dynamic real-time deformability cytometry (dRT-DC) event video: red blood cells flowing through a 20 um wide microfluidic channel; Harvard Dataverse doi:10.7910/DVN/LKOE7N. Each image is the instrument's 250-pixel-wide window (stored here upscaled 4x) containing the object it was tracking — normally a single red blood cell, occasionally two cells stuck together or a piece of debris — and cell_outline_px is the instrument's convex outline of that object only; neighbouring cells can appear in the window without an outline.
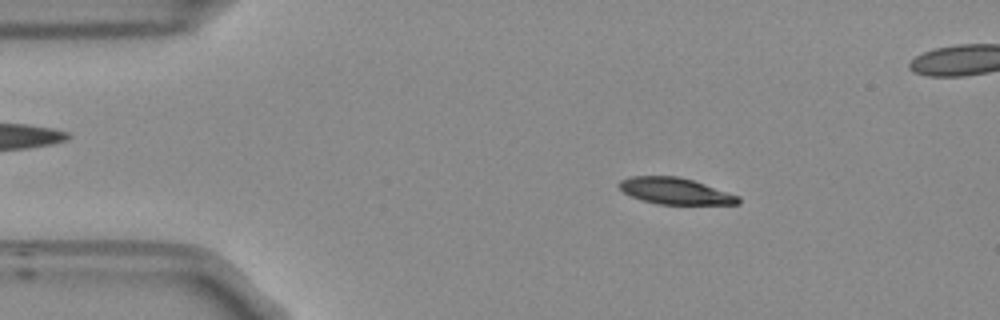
{"species": "Egyptian fruit bat (a non-hibernating species)", "species_latin": "Rousettus aegyptiacus", "temperature_condition": "room temperature", "stored_images_in_passage": 53, "segment_of_instrument_passage": [1, 2], "camera_frame_rate_fps": 3000, "um_per_image_px": 0.085, "frame": {"image": 1, "passage_image": 7, "time_ms": 2.0, "image_size_px": [1000, 320], "cell_outline_px": [[740, 204], [656, 204], [640, 200], [624, 192], [616, 184], [620, 180], [628, 176], [676, 176], [692, 180], [740, 196]], "centroid_in_image_um": [57.35, 16.24], "position_along_channel_um": 27.6, "area_um2": 18.32}}
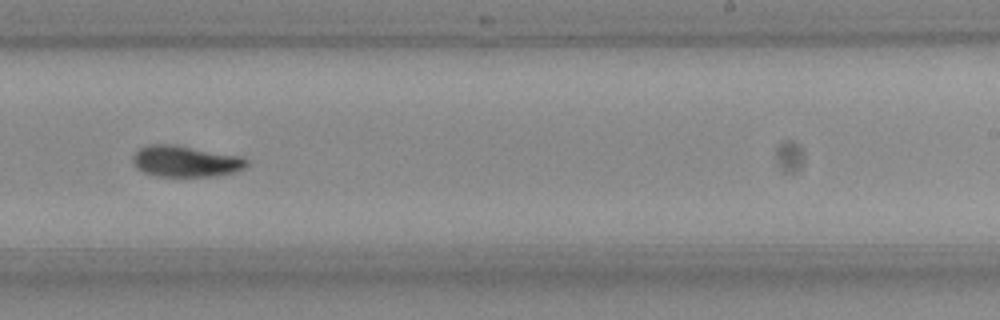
{"frame": {"image": 2, "passage_image": 31, "time_ms": 10.0, "image_size_px": [1000, 320], "cell_outline_px": [[248, 164], [244, 168], [236, 172], [212, 176], [156, 176], [144, 172], [136, 168], [132, 160], [132, 156], [140, 148], [148, 144], [172, 144], [244, 156], [248, 160]], "centroid_in_image_um": [15.79, 13.7], "position_along_channel_um": 273.2, "area_um2": 20.87}}
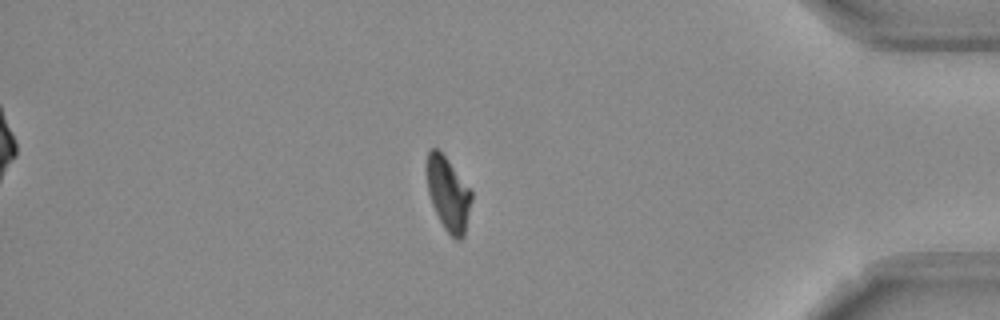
{"frame": {"image": 3, "passage_image": 44, "time_ms": 14.333, "image_size_px": [1000, 320], "cell_outline_px": [[472, 200], [464, 236], [460, 240], [456, 240], [444, 228], [432, 204], [428, 192], [428, 152], [432, 148], [436, 148], [444, 156], [472, 192]], "centroid_in_image_um": [38.12, 16.54], "position_along_channel_um": 397.1, "area_um2": 18.55}}